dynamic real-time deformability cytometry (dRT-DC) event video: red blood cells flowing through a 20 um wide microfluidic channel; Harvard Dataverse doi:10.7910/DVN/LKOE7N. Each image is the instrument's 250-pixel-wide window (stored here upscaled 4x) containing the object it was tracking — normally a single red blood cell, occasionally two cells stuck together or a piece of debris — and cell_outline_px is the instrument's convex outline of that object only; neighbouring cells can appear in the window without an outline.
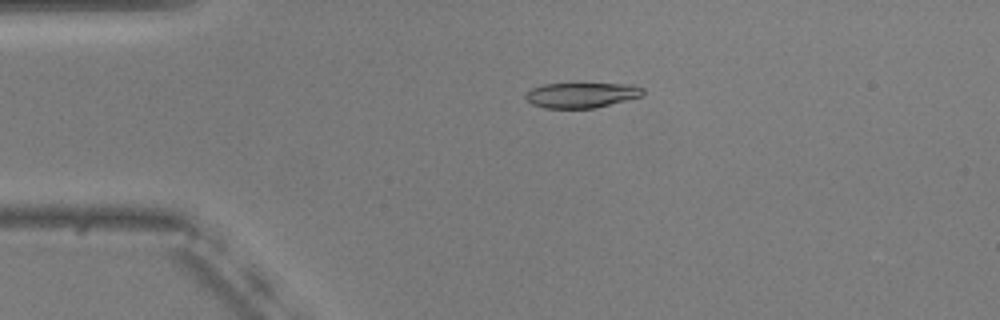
{"species": "common noctule bat (a hibernating species)", "species_latin": "Nyctalus noctula", "temperature_condition": "warm", "stored_images_in_passage": 55, "camera_frame_rate_fps": 3000, "um_per_image_px": 0.085, "animal": {"sex": "male", "body_mass_g": 20.5, "forearm_length_mm": 52.5}, "frame": {"image": 1, "passage_image": 12, "time_ms": 3.667, "image_size_px": [1000, 320], "cell_outline_px": [[644, 96], [596, 108], [544, 108], [532, 104], [524, 96], [532, 88], [544, 84], [572, 80], [576, 80], [632, 84], [644, 88]], "centroid_in_image_um": [49.49, 8.01], "position_along_channel_um": 35.5, "area_um2": 18.61}}
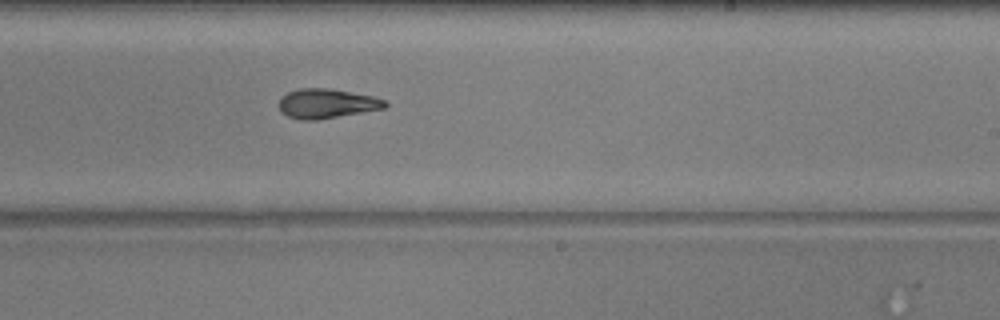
{"frame": {"image": 2, "passage_image": 33, "time_ms": 10.667, "image_size_px": [1000, 320], "cell_outline_px": [[388, 104], [384, 108], [316, 120], [300, 120], [288, 116], [280, 112], [280, 96], [288, 92], [300, 88], [328, 88], [372, 96], [384, 100]], "centroid_in_image_um": [27.72, 8.8], "position_along_channel_um": 261.3, "area_um2": 18.03}}
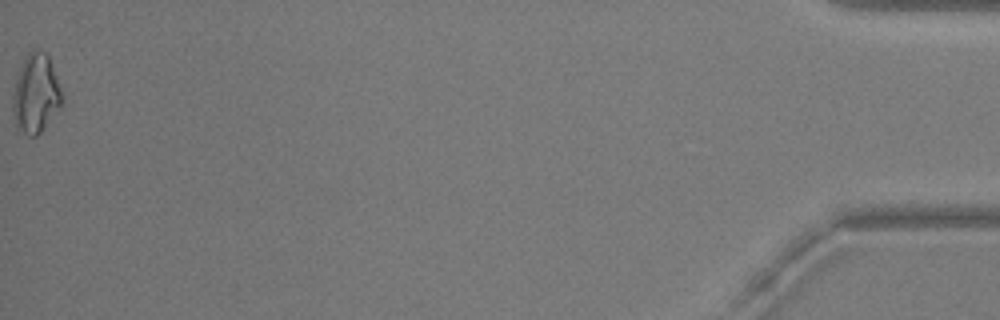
{"frame": {"image": 3, "passage_image": 55, "time_ms": 18.0, "image_size_px": [1000, 320], "cell_outline_px": [[64, 96], [60, 104], [40, 132], [36, 136], [28, 136], [16, 124], [12, 112], [12, 96], [16, 80], [20, 68], [28, 52], [32, 48], [40, 48], [48, 56]], "centroid_in_image_um": [3.03, 7.91], "position_along_channel_um": 432.2, "area_um2": 22.2}, "authors_computed_cell_mechanics": {"area_um2": 18.3226, "velocity_mm_per_s": 3.7256, "shape_relaxation_time_tau1_ms": 6.2491, "shape_relaxation_time_tau2_ms": 5.9034, "deformation_change_tau1": 0.198, "deformation_change_tau2": 0.1443}}